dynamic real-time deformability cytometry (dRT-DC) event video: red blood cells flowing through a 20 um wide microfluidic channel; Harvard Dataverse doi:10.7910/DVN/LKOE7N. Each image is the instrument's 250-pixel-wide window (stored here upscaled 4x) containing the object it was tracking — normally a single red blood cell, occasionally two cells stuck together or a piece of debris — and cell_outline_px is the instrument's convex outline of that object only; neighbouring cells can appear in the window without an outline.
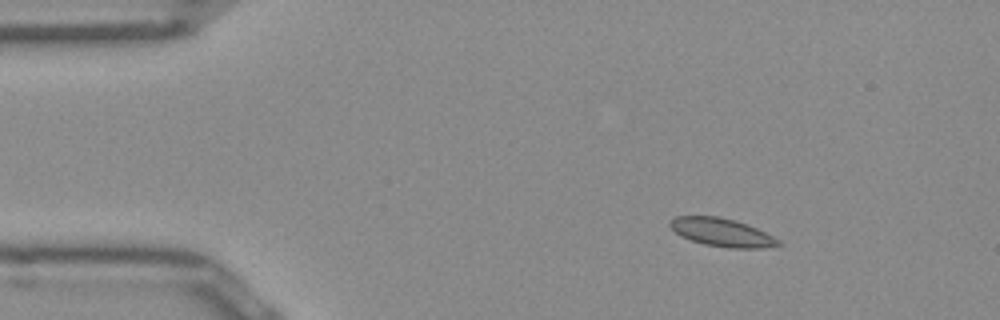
{"species": "Egyptian fruit bat (a non-hibernating species)", "species_latin": "Rousettus aegyptiacus", "temperature_condition": "room temperature", "stored_images_in_passage": 19, "camera_frame_rate_fps": 3000, "um_per_image_px": 0.085, "frame": {"image": 1, "passage_image": 1, "time_ms": 0.0, "image_size_px": [1000, 320], "cell_outline_px": [[780, 244], [764, 248], [728, 248], [704, 244], [680, 236], [668, 224], [668, 220], [676, 216], [716, 216], [732, 220], [756, 228], [780, 240]], "centroid_in_image_um": [61.31, 19.75], "position_along_channel_um": 23.7, "area_um2": 17.51}}
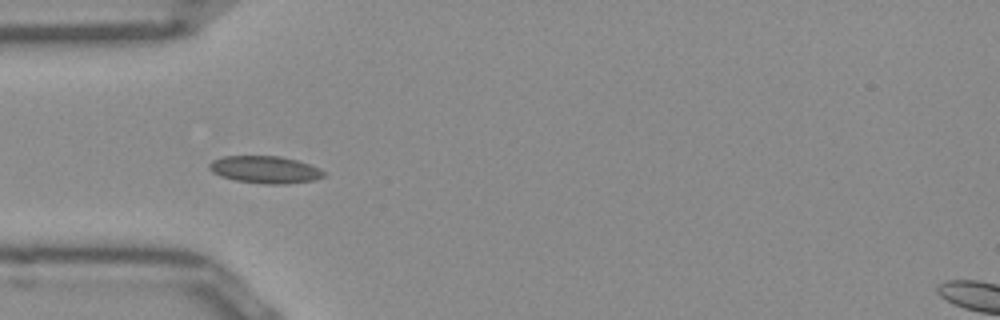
{"frame": {"image": 2, "passage_image": 9, "time_ms": 2.667, "image_size_px": [1000, 320], "cell_outline_px": [[324, 176], [312, 180], [288, 184], [264, 184], [236, 180], [220, 176], [212, 172], [208, 168], [208, 164], [212, 160], [224, 156], [280, 156], [296, 160], [308, 164], [324, 172]], "centroid_in_image_um": [22.47, 14.42], "position_along_channel_um": 62.5, "area_um2": 18.03}}
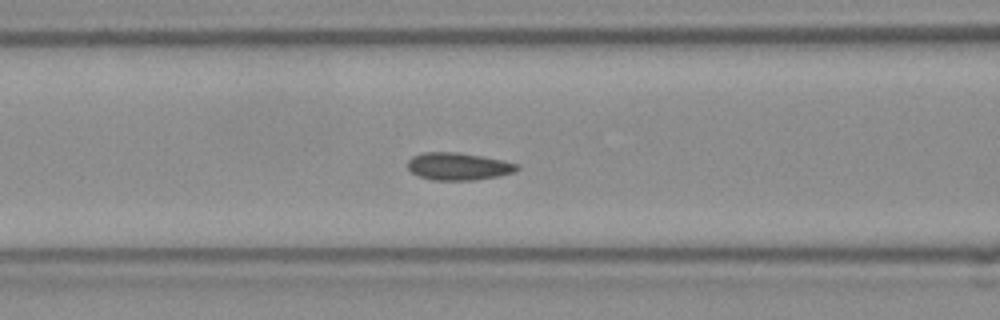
{"frame": {"image": 3, "passage_image": 14, "time_ms": 4.333, "image_size_px": [1000, 320], "cell_outline_px": [[520, 168], [516, 172], [500, 176], [476, 180], [432, 180], [420, 176], [412, 172], [408, 168], [408, 160], [412, 156], [424, 152], [456, 152], [480, 156], [520, 164]], "centroid_in_image_um": [38.99, 14.15], "position_along_channel_um": 127.6, "area_um2": 17.51}}